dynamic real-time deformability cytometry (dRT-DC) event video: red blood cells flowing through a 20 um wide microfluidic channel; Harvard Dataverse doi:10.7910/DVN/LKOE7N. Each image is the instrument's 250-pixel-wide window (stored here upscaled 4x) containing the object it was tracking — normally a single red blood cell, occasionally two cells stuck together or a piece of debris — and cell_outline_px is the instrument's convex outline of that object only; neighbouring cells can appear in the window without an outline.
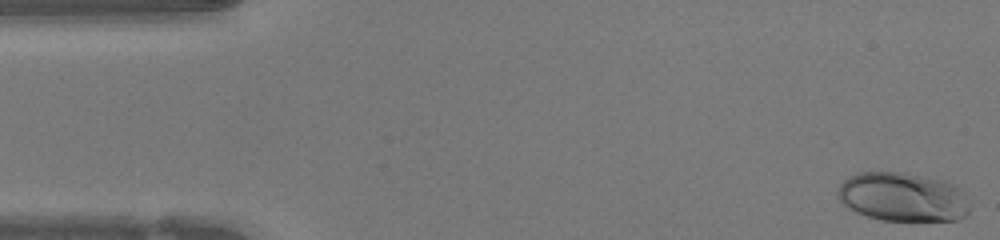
{"species": "human", "species_latin": "Homo sapiens", "temperature_condition": "warm", "stored_images_in_passage": 47, "camera_frame_rate_fps": 3000, "um_per_image_px": 0.085, "donor": {"sex": "female"}, "frame": {"image": 1, "passage_image": 1, "time_ms": 0.0, "image_size_px": [1000, 240], "cell_outline_px": [[968, 216], [956, 220], [884, 220], [868, 216], [856, 212], [848, 208], [836, 196], [836, 192], [840, 184], [848, 176], [860, 172], [900, 172], [944, 180], [960, 188], [964, 192], [968, 208]], "centroid_in_image_um": [76.71, 16.74], "position_along_channel_um": 8.3, "area_um2": 37.63}}
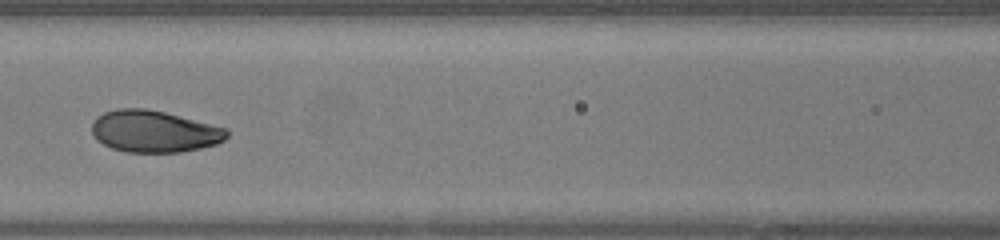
{"frame": {"image": 2, "passage_image": 20, "time_ms": 6.333, "image_size_px": [1000, 240], "cell_outline_px": [[228, 136], [224, 140], [216, 144], [200, 148], [180, 152], [128, 152], [112, 148], [96, 140], [92, 132], [92, 120], [96, 116], [104, 112], [116, 108], [144, 108], [164, 112], [228, 128]], "centroid_in_image_um": [13.08, 11.16], "position_along_channel_um": 153.5, "area_um2": 33.0}}
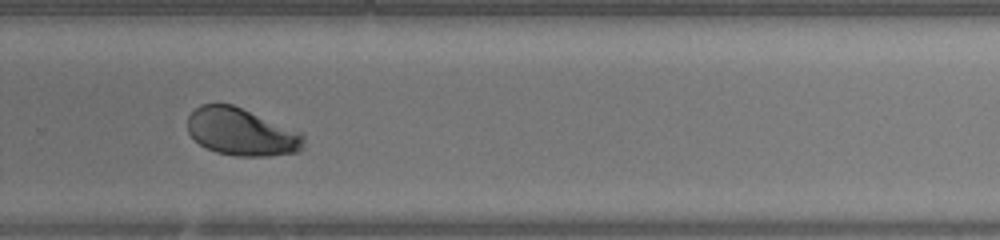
{"frame": {"image": 3, "passage_image": 31, "time_ms": 10.0, "image_size_px": [1000, 240], "cell_outline_px": [[304, 148], [300, 152], [268, 156], [236, 156], [216, 152], [200, 144], [188, 132], [188, 116], [200, 104], [232, 104], [304, 132]], "centroid_in_image_um": [20.58, 11.22], "position_along_channel_um": 309.2, "area_um2": 32.37}, "authors_computed_cell_mechanics": {"area_um2": 33.4662, "velocity_mm_per_s": 4.2614, "shape_relaxation_time_tau1_ms": 3.5643, "shape_relaxation_time_tau2_ms": null, "deformation_change_tau1": 0.1874, "deformation_change_tau2": null}}